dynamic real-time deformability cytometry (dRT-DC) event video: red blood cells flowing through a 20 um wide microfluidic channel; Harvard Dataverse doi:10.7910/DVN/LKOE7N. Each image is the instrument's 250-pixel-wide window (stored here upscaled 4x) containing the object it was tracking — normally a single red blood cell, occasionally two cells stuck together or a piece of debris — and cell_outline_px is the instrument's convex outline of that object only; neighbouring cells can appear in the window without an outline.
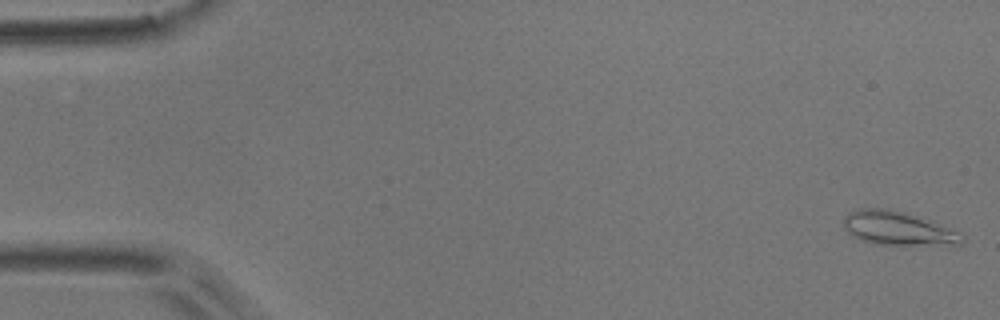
{"species": "common noctule bat (a hibernating species)", "species_latin": "Nyctalus noctula", "temperature_condition": "room temperature", "stored_images_in_passage": 7, "camera_frame_rate_fps": 3000, "um_per_image_px": 0.085, "animal": {"sex": "male", "body_mass_g": 17.9}, "frame": {"image": 1, "passage_image": 1, "time_ms": 0.0, "image_size_px": [1000, 320], "cell_outline_px": [[964, 244], [872, 244], [852, 236], [844, 228], [844, 216], [848, 212], [856, 208], [888, 208], [904, 212], [932, 220], [960, 232], [964, 236]], "centroid_in_image_um": [76.31, 19.39], "position_along_channel_um": 8.7, "area_um2": 23.41}}
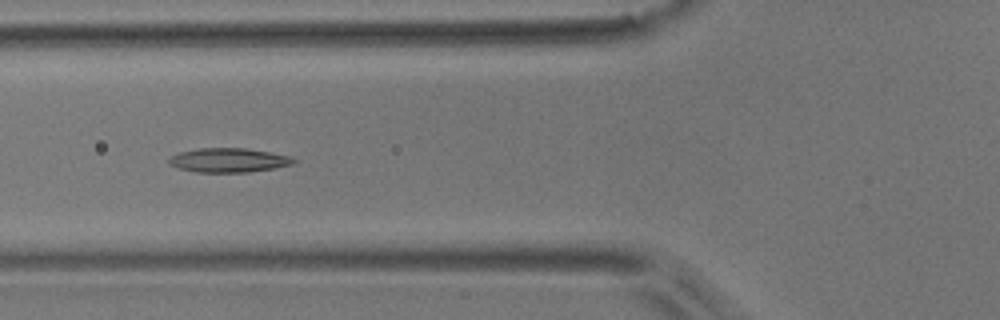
{"frame": {"image": 2, "passage_image": 6, "time_ms": 6.333, "image_size_px": [1000, 320], "cell_outline_px": [[296, 160], [292, 164], [276, 168], [248, 172], [196, 172], [180, 168], [168, 164], [168, 156], [180, 152], [200, 148], [244, 148], [268, 152], [288, 156]], "centroid_in_image_um": [19.38, 13.62], "position_along_channel_um": 106.4, "area_um2": 17.46}}
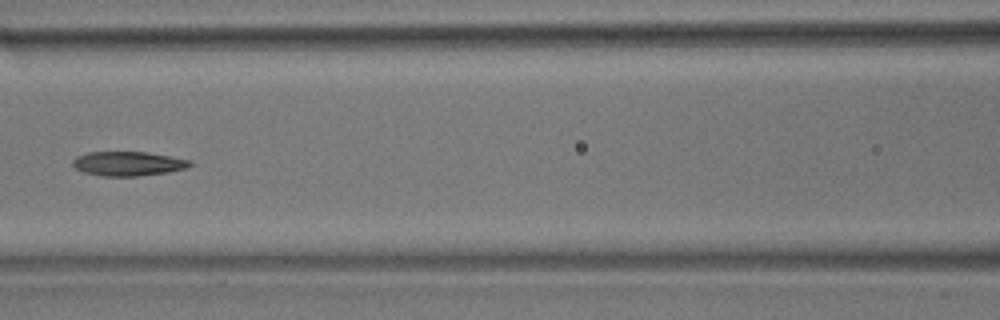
{"frame": {"image": 3, "passage_image": 7, "time_ms": 7.667, "image_size_px": [1000, 320], "cell_outline_px": [[192, 164], [184, 168], [168, 172], [136, 176], [100, 176], [84, 172], [76, 168], [72, 164], [72, 160], [76, 156], [88, 152], [148, 152], [192, 160]], "centroid_in_image_um": [10.87, 13.9], "position_along_channel_um": 155.7, "area_um2": 16.59}}